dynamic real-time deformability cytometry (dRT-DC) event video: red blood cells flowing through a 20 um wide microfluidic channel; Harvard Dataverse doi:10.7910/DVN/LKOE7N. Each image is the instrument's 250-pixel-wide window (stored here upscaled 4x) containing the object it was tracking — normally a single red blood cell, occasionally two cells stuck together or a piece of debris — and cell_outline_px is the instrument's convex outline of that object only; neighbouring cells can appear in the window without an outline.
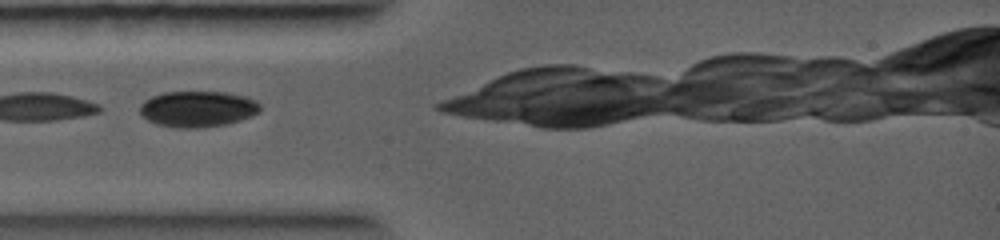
{"species": "common noctule bat (a hibernating species)", "species_latin": "Nyctalus noctula", "temperature_condition": "warm", "stored_images_in_passage": 19, "camera_frame_rate_fps": 5000, "um_per_image_px": 0.085, "animal": {"sex": "female", "body_mass_g": 19.0, "forearm_length_mm": 56.7}, "frame": {"image": 1, "passage_image": 1, "time_ms": 0.0, "image_size_px": [1000, 240], "cell_outline_px": [[260, 112], [240, 120], [224, 124], [196, 128], [176, 128], [156, 124], [148, 120], [140, 112], [140, 104], [144, 100], [152, 96], [164, 92], [224, 92], [244, 96], [256, 100], [260, 104]], "centroid_in_image_um": [16.79, 9.26], "position_along_channel_um": 68.2, "area_um2": 25.14}}